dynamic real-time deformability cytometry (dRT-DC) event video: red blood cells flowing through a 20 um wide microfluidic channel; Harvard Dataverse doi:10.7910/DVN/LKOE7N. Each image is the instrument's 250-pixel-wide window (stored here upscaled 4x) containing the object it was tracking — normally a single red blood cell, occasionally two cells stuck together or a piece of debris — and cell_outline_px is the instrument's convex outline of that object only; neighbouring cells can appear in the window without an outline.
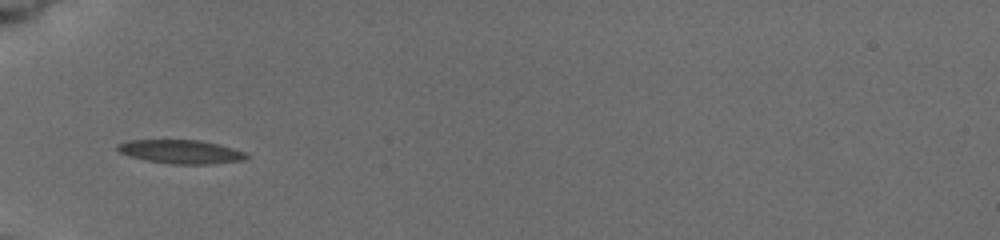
{"species": "common noctule bat (a hibernating species)", "species_latin": "Nyctalus noctula", "temperature_condition": "cold", "stored_images_in_passage": 46, "camera_frame_rate_fps": 3000, "um_per_image_px": 0.085, "animal": {"sex": "female", "body_mass_g": 19.5, "forearm_length_mm": 54.1}, "frame": {"image": 1, "passage_image": 1, "time_ms": 0.0, "image_size_px": [1000, 240], "cell_outline_px": [[252, 156], [244, 160], [212, 164], [172, 164], [144, 160], [120, 152], [116, 148], [116, 144], [128, 140], [200, 140], [232, 148], [244, 152]], "centroid_in_image_um": [15.38, 12.9], "position_along_channel_um": 69.6, "area_um2": 17.8}}
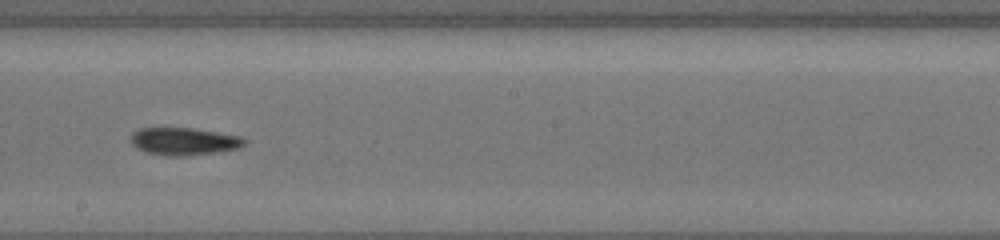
{"frame": {"image": 2, "passage_image": 22, "time_ms": 4.333, "image_size_px": [1000, 240], "cell_outline_px": [[248, 140], [240, 148], [216, 152], [180, 156], [168, 156], [144, 152], [136, 148], [132, 144], [132, 132], [140, 128], [192, 128], [240, 136]], "centroid_in_image_um": [15.63, 12.02], "position_along_channel_um": 232.6, "area_um2": 18.15}}
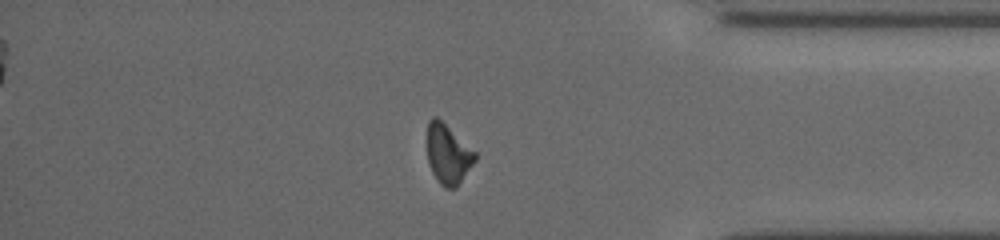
{"frame": {"image": 3, "passage_image": 42, "time_ms": 9.0, "image_size_px": [1000, 240], "cell_outline_px": [[476, 160], [456, 188], [444, 188], [440, 184], [432, 172], [428, 164], [428, 120], [432, 116], [436, 116], [476, 152]], "centroid_in_image_um": [38.08, 13.12], "position_along_channel_um": 397.1, "area_um2": 16.47}, "authors_computed_cell_mechanics": {"area_um2": 17.9758, "velocity_mm_per_s": 3.8625, "shape_relaxation_time_tau1_ms": 5.1873, "shape_relaxation_time_tau2_ms": null, "deformation_change_tau1": 0.1474, "deformation_change_tau2": null}}